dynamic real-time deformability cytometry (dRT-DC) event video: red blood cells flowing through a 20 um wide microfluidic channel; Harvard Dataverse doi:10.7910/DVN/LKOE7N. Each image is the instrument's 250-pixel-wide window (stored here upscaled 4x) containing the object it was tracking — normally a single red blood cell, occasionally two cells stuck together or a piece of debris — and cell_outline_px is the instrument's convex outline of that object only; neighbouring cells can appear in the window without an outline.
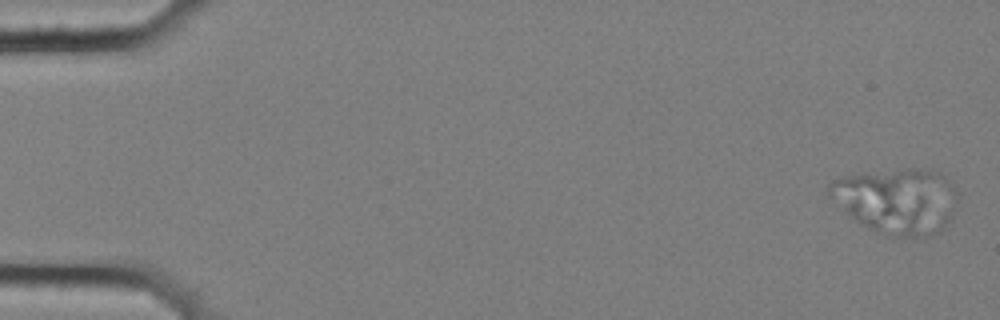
{"species": "common noctule bat (a hibernating species)", "species_latin": "Nyctalus noctula", "temperature_condition": "cold", "stored_images_in_passage": 7, "camera_frame_rate_fps": 3000, "um_per_image_px": 0.085, "animal": {"sex": "female", "body_mass_g": 25.1}, "frame": {"image": 1, "passage_image": 1, "time_ms": 0.0, "image_size_px": [1000, 320], "cell_outline_px": [[948, 220], [944, 228], [940, 232], [928, 236], [892, 236], [876, 232], [868, 228], [852, 216], [828, 196], [828, 184], [836, 180], [848, 176], [864, 172], [908, 168], [912, 168], [940, 172], [944, 176], [948, 212]], "centroid_in_image_um": [76.06, 17.07], "position_along_channel_um": 8.9, "area_um2": 46.53}}
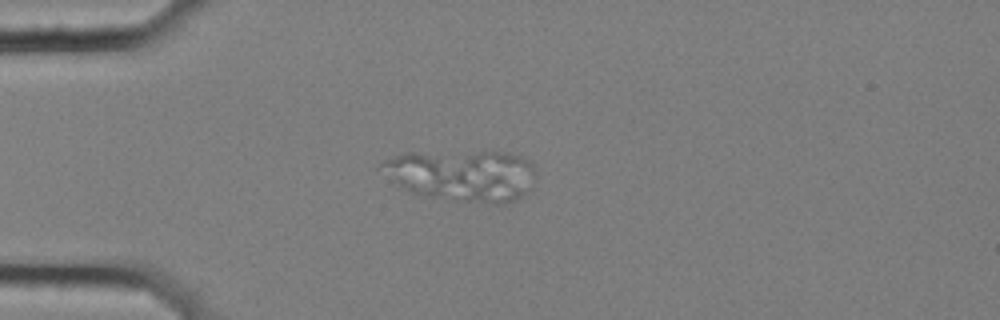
{"frame": {"image": 2, "passage_image": 5, "time_ms": 1.333, "image_size_px": [1000, 320], "cell_outline_px": [[536, 176], [524, 196], [516, 200], [504, 204], [492, 204], [412, 192], [396, 184], [376, 168], [384, 160], [404, 152], [500, 152], [520, 156], [528, 160], [532, 164]], "centroid_in_image_um": [39.28, 14.88], "position_along_channel_um": 45.7, "area_um2": 45.95}}